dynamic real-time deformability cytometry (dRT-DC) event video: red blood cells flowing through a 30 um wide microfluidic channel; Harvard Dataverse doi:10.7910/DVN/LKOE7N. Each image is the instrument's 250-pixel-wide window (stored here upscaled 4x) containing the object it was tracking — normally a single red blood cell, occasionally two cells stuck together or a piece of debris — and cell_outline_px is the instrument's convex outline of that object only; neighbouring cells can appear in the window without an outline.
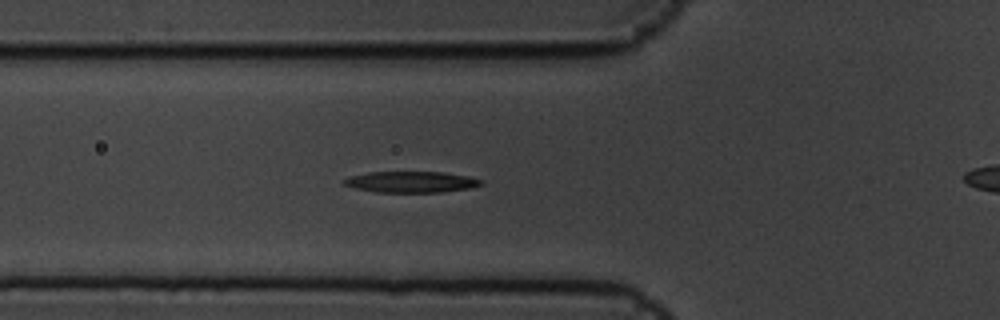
{"species": "common noctule bat (a hibernating species)", "species_latin": "Nyctalus noctula", "temperature_condition": "cold", "stored_images_in_passage": 7, "segment_of_instrument_passage": [1, 2], "camera_frame_rate_fps": 3000, "um_per_image_px": 0.085, "animal": {"sex": "male", "body_mass_g": 19.5, "forearm_length_mm": 54.6}, "frame": {"image": 1, "passage_image": 6, "time_ms": 1.667, "image_size_px": [1000, 320], "cell_outline_px": [[484, 184], [468, 188], [440, 192], [376, 192], [356, 188], [344, 184], [340, 180], [348, 176], [368, 172], [444, 172], [468, 176], [484, 180]], "centroid_in_image_um": [34.93, 15.45], "position_along_channel_um": 90.9, "area_um2": 16.94}}